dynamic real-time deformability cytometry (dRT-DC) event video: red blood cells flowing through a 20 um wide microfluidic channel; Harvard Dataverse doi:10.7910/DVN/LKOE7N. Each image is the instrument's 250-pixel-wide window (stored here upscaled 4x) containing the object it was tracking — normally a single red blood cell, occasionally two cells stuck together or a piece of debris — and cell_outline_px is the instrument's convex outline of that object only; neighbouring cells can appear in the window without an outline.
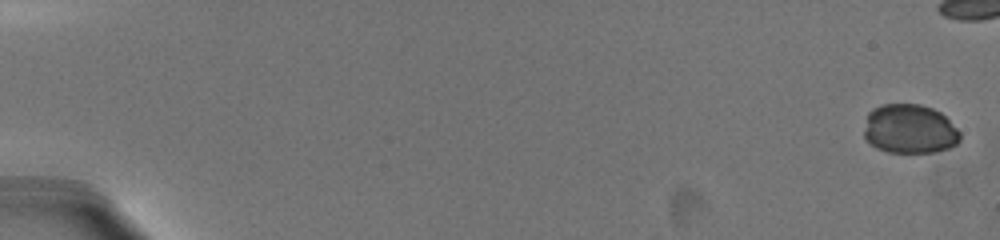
{"species": "common noctule bat (a hibernating species)", "species_latin": "Nyctalus noctula", "temperature_condition": "warm", "stored_images_in_passage": 18, "camera_frame_rate_fps": 3000, "um_per_image_px": 0.085, "animal": {"sex": "female", "body_mass_g": 19.5, "forearm_length_mm": 54.1}, "frame": {"image": 1, "passage_image": 1, "time_ms": 0.0, "image_size_px": [1000, 240], "cell_outline_px": [[960, 140], [956, 144], [948, 148], [932, 152], [888, 152], [876, 148], [864, 136], [864, 132], [868, 112], [872, 108], [880, 104], [920, 104], [932, 108], [940, 112], [960, 132]], "centroid_in_image_um": [77.3, 10.95], "position_along_channel_um": 7.7, "area_um2": 27.46}}